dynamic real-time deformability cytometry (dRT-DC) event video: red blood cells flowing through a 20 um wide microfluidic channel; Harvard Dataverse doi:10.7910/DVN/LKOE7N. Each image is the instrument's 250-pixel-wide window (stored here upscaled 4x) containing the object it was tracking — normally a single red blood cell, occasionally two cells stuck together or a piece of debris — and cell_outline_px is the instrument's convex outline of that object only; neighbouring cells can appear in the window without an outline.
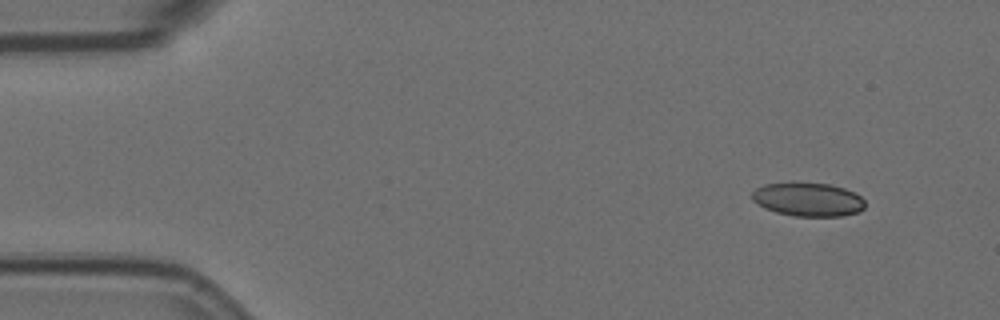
{"species": "Egyptian fruit bat (a non-hibernating species)", "species_latin": "Rousettus aegyptiacus", "temperature_condition": "room temperature", "stored_images_in_passage": 3, "camera_frame_rate_fps": 3000, "um_per_image_px": 0.085, "animal": {"sex": "female"}, "frame": {"image": 1, "passage_image": 1, "time_ms": 0.0, "image_size_px": [1000, 320], "cell_outline_px": [[864, 208], [860, 212], [844, 216], [792, 216], [776, 212], [764, 208], [756, 204], [752, 200], [752, 192], [756, 188], [764, 184], [832, 184], [844, 188], [860, 196], [864, 200]], "centroid_in_image_um": [68.69, 16.98], "position_along_channel_um": 16.3, "area_um2": 21.96}}